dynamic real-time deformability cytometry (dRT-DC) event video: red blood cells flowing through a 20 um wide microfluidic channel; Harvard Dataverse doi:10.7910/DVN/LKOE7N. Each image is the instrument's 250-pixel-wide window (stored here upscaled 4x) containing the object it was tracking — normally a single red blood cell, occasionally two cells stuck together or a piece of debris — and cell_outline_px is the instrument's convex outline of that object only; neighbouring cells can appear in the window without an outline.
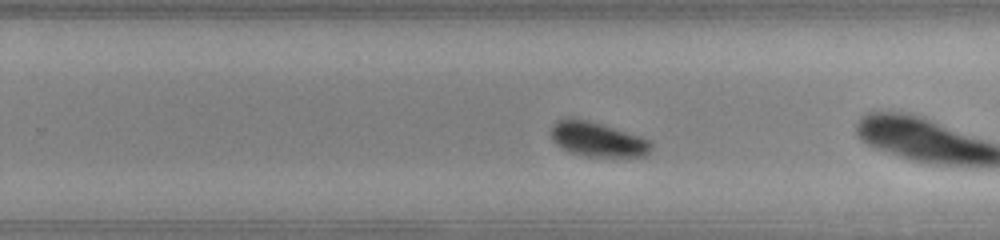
{"species": "common noctule bat (a hibernating species)", "species_latin": "Nyctalus noctula", "temperature_condition": "warm", "stored_images_in_passage": 26, "camera_frame_rate_fps": 3000, "um_per_image_px": 0.085, "animal": {"sex": "male", "body_mass_g": 20.0, "forearm_length_mm": 53.3}, "frame": {"image": 1, "passage_image": 19, "time_ms": 6.0, "image_size_px": [1000, 240], "cell_outline_px": [[652, 148], [644, 156], [584, 156], [572, 152], [556, 144], [552, 140], [552, 124], [556, 120], [568, 116], [588, 120], [640, 136], [648, 140], [652, 144]], "centroid_in_image_um": [50.75, 11.82], "position_along_channel_um": 279.0, "area_um2": 20.0}}
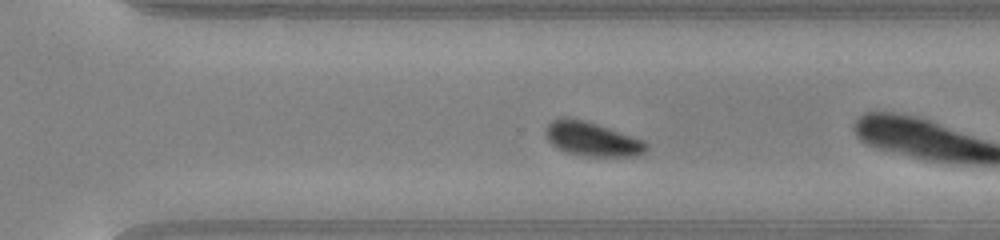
{"frame": {"image": 2, "passage_image": 22, "time_ms": 7.0, "image_size_px": [1000, 240], "cell_outline_px": [[648, 148], [640, 156], [588, 156], [568, 152], [552, 144], [548, 140], [548, 124], [552, 120], [564, 116], [568, 116], [584, 120], [608, 128], [640, 140], [648, 144]], "centroid_in_image_um": [50.33, 11.81], "position_along_channel_um": 320.3, "area_um2": 19.42}}